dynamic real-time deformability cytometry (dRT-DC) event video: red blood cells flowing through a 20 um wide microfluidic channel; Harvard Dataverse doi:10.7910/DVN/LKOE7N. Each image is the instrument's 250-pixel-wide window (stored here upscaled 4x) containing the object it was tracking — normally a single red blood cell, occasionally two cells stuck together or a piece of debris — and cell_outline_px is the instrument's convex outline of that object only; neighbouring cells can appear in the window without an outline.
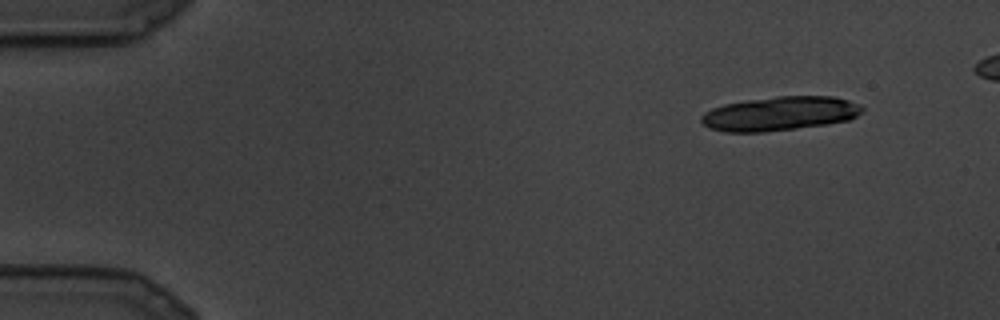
{"species": "common noctule bat (a hibernating species)", "species_latin": "Nyctalus noctula", "temperature_condition": "cold", "stored_images_in_passage": 6, "camera_frame_rate_fps": 3000, "um_per_image_px": 0.085, "animal": {"sex": "male", "body_mass_g": 19.5, "forearm_length_mm": 54.6}, "frame": {"image": 1, "passage_image": 1, "time_ms": 0.0, "image_size_px": [1000, 320], "cell_outline_px": [[864, 108], [856, 116], [848, 120], [828, 124], [764, 132], [724, 132], [708, 128], [700, 120], [700, 116], [704, 112], [712, 108], [724, 104], [748, 100], [776, 96], [836, 96], [860, 104]], "centroid_in_image_um": [66.26, 9.65], "position_along_channel_um": 18.7, "area_um2": 32.08}}